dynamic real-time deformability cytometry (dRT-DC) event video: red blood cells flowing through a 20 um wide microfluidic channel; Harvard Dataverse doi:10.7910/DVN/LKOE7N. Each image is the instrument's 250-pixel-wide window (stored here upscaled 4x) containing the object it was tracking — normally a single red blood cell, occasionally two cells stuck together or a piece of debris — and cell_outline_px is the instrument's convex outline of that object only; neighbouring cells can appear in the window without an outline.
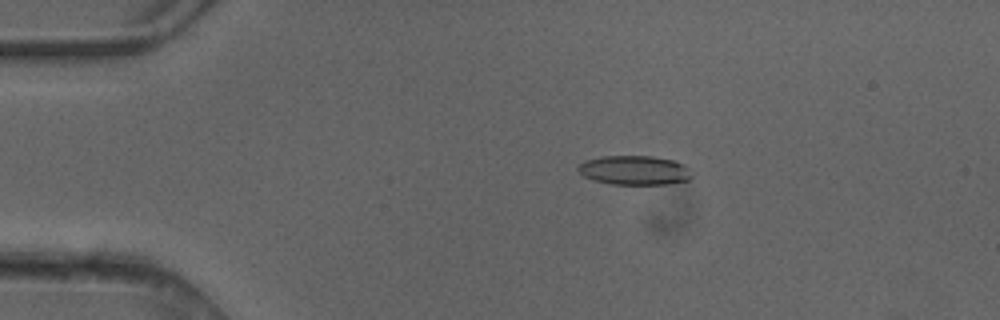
{"species": "common noctule bat (a hibernating species)", "species_latin": "Nyctalus noctula", "temperature_condition": "cold", "stored_images_in_passage": 4, "camera_frame_rate_fps": 3000, "um_per_image_px": 0.085, "animal": {"sex": "female"}, "frame": {"image": 1, "passage_image": 2, "time_ms": 0.333, "image_size_px": [1000, 320], "cell_outline_px": [[692, 176], [688, 180], [668, 184], [612, 184], [592, 180], [584, 176], [576, 168], [584, 160], [600, 156], [652, 156], [676, 160], [684, 164], [688, 168]], "centroid_in_image_um": [53.92, 14.46], "position_along_channel_um": 31.1, "area_um2": 19.54}}
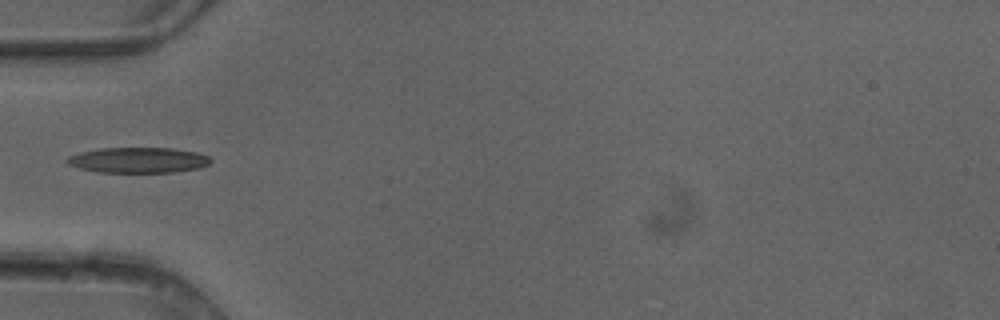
{"frame": {"image": 2, "passage_image": 4, "time_ms": 1.0, "image_size_px": [1000, 320], "cell_outline_px": [[212, 160], [208, 164], [200, 168], [172, 172], [96, 172], [80, 168], [68, 164], [64, 160], [68, 156], [80, 152], [100, 148], [172, 148], [196, 152], [208, 156]], "centroid_in_image_um": [11.73, 13.61], "position_along_channel_um": 73.3, "area_um2": 21.33}}